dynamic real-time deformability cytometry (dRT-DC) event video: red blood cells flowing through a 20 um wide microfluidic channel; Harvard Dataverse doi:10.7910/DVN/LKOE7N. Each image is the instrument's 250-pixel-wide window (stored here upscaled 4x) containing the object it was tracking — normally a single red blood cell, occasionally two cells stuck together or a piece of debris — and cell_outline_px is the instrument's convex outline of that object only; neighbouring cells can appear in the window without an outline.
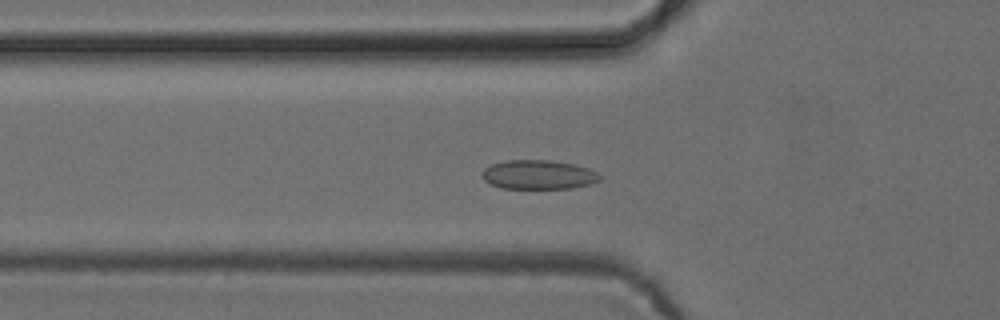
{"species": "common noctule bat (a hibernating species)", "species_latin": "Nyctalus noctula", "temperature_condition": "cold", "stored_images_in_passage": 41, "camera_frame_rate_fps": 3000, "um_per_image_px": 0.085, "animal": {"sex": "female", "body_mass_g": 24.6, "forearm_length_mm": 56.2}, "frame": {"image": 1, "passage_image": 7, "time_ms": 2.0, "image_size_px": [1000, 320], "cell_outline_px": [[600, 180], [592, 184], [572, 188], [500, 188], [484, 180], [480, 176], [480, 172], [484, 168], [492, 164], [508, 160], [552, 160], [572, 164], [588, 168], [596, 172], [600, 176]], "centroid_in_image_um": [45.74, 14.85], "position_along_channel_um": 80.1, "area_um2": 20.06}}
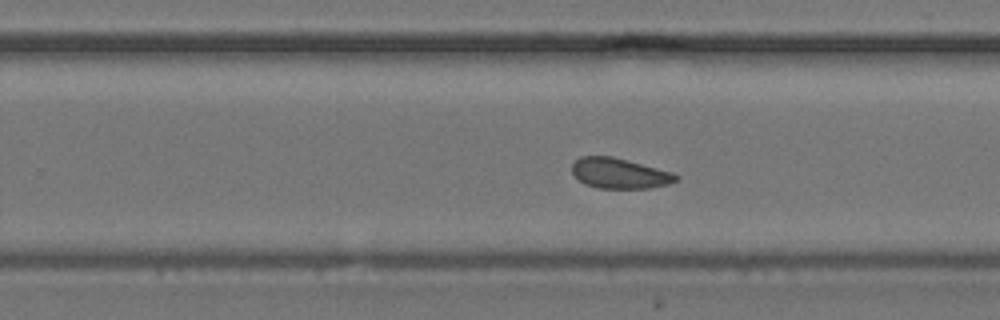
{"frame": {"image": 2, "passage_image": 22, "time_ms": 7.0, "image_size_px": [1000, 320], "cell_outline_px": [[680, 180], [668, 184], [648, 188], [596, 188], [584, 184], [572, 172], [572, 164], [580, 156], [612, 156], [628, 160], [672, 172], [680, 176]], "centroid_in_image_um": [52.67, 14.73], "position_along_channel_um": 277.1, "area_um2": 18.44}}
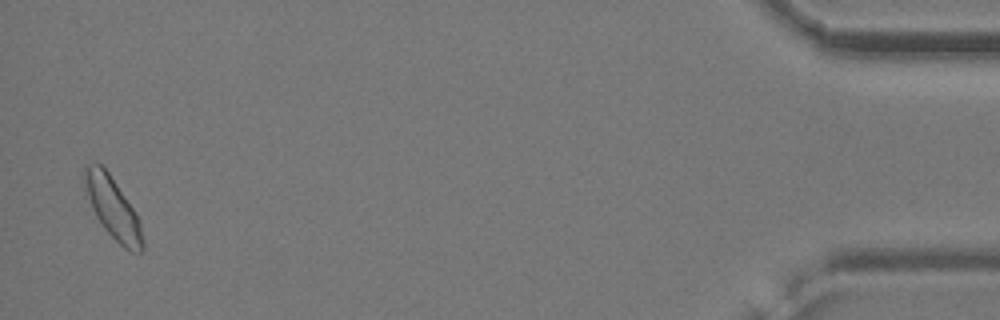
{"frame": {"image": 3, "passage_image": 40, "time_ms": 13.0, "image_size_px": [1000, 320], "cell_outline_px": [[144, 248], [140, 252], [132, 252], [124, 248], [104, 228], [96, 216], [92, 208], [84, 184], [84, 168], [88, 164], [100, 164], [108, 172], [132, 208], [140, 224], [144, 244]], "centroid_in_image_um": [9.58, 17.7], "position_along_channel_um": 425.6, "area_um2": 20.0}}